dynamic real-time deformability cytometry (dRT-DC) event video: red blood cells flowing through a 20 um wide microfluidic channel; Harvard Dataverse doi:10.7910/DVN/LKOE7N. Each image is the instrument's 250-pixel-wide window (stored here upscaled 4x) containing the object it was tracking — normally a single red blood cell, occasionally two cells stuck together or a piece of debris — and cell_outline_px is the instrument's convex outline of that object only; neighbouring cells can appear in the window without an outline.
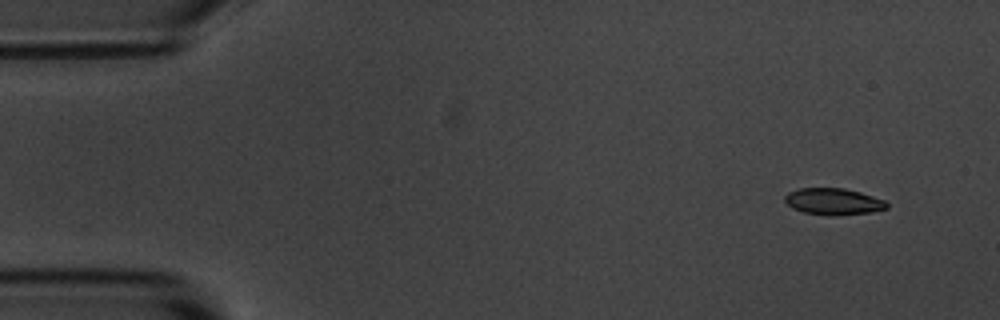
{"species": "common noctule bat (a hibernating species)", "species_latin": "Nyctalus noctula", "temperature_condition": "room temperature", "stored_images_in_passage": 4, "camera_frame_rate_fps": 3000, "um_per_image_px": 0.085, "animal": {"sex": "male", "body_mass_g": 20.1, "forearm_length_mm": 53.5}, "frame": {"image": 1, "passage_image": 1, "time_ms": 0.0, "image_size_px": [1000, 320], "cell_outline_px": [[888, 208], [872, 212], [836, 216], [828, 216], [804, 212], [792, 208], [784, 200], [784, 196], [788, 192], [800, 188], [844, 188], [860, 192], [884, 200], [888, 204]], "centroid_in_image_um": [70.83, 17.14], "position_along_channel_um": 14.2, "area_um2": 15.9}}
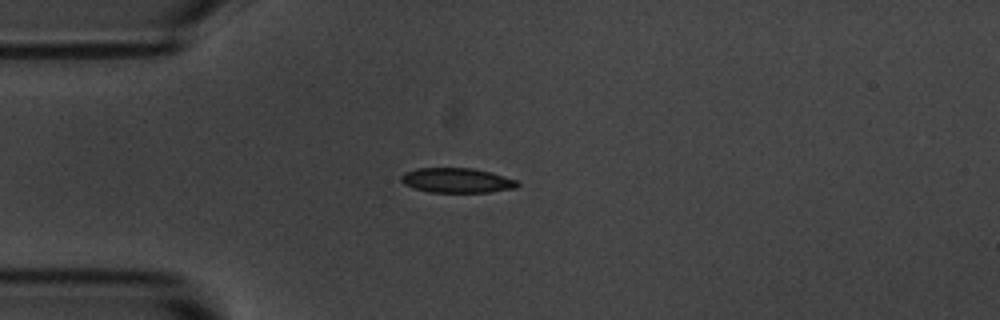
{"frame": {"image": 2, "passage_image": 4, "time_ms": 3.333, "image_size_px": [1000, 320], "cell_outline_px": [[520, 184], [516, 188], [488, 192], [432, 192], [416, 188], [404, 184], [400, 180], [400, 176], [404, 172], [416, 168], [472, 168], [504, 176], [516, 180]], "centroid_in_image_um": [38.82, 15.33], "position_along_channel_um": 46.2, "area_um2": 16.65}}